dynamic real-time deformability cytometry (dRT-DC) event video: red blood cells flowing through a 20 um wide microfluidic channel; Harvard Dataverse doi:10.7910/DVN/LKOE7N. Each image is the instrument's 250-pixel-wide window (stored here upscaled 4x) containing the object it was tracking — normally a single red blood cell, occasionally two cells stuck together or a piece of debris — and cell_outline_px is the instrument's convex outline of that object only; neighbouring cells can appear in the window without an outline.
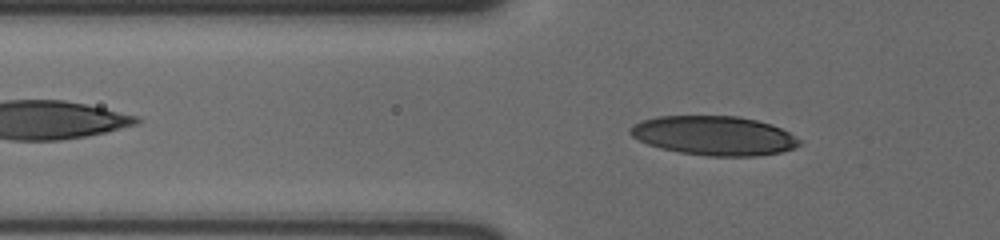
{"species": "human", "species_latin": "Homo sapiens", "temperature_condition": "cold", "stored_images_in_passage": 48, "camera_frame_rate_fps": 3000, "um_per_image_px": 0.085, "donor": {"sex": "male"}, "frame": {"image": 1, "passage_image": 11, "time_ms": 3.333, "image_size_px": [1000, 240], "cell_outline_px": [[800, 144], [792, 148], [780, 152], [756, 156], [708, 156], [680, 152], [660, 148], [648, 144], [632, 136], [628, 132], [628, 128], [632, 124], [640, 120], [656, 116], [736, 116], [756, 120], [772, 124], [788, 132], [800, 140]], "centroid_in_image_um": [60.64, 11.52], "position_along_channel_um": 65.2, "area_um2": 38.67}}
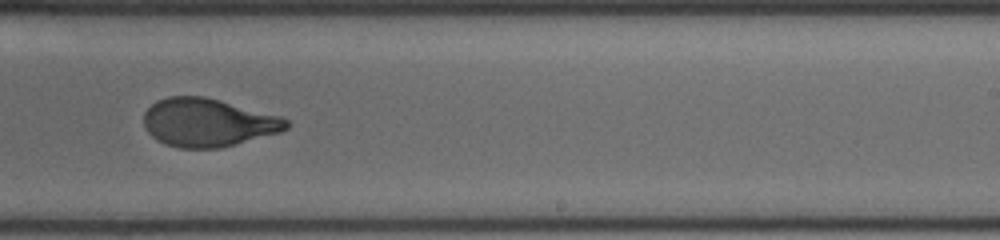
{"frame": {"image": 2, "passage_image": 29, "time_ms": 9.333, "image_size_px": [1000, 240], "cell_outline_px": [[288, 128], [280, 132], [220, 148], [180, 148], [164, 144], [156, 140], [148, 132], [144, 124], [144, 112], [156, 100], [168, 96], [204, 96], [220, 100], [280, 116], [288, 120]], "centroid_in_image_um": [17.64, 10.41], "position_along_channel_um": 271.4, "area_um2": 40.0}}
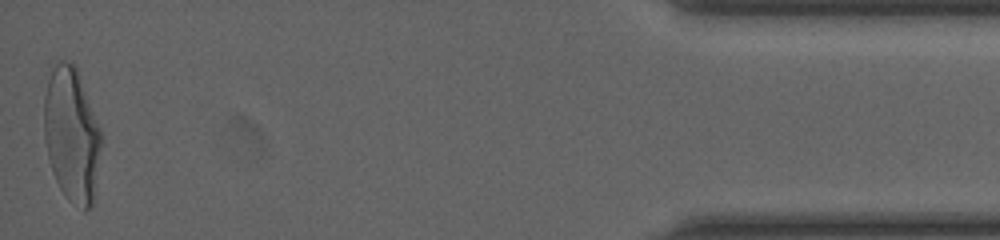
{"frame": {"image": 3, "passage_image": 48, "time_ms": 15.667, "image_size_px": [1000, 240], "cell_outline_px": [[100, 148], [92, 204], [84, 212], [68, 200], [64, 196], [52, 172], [44, 140], [44, 96], [48, 80], [56, 64], [60, 60], [72, 60], [76, 64], [100, 128]], "centroid_in_image_um": [6.07, 11.43], "position_along_channel_um": 429.1, "area_um2": 44.56}, "authors_computed_cell_mechanics": {"area_um2": 40.2288, "velocity_mm_per_s": 3.5992, "shape_relaxation_time_tau1_ms": 3.9344, "shape_relaxation_time_tau2_ms": 0.8032, "deformation_change_tau1": 0.1697, "deformation_change_tau2": 0.0636}}